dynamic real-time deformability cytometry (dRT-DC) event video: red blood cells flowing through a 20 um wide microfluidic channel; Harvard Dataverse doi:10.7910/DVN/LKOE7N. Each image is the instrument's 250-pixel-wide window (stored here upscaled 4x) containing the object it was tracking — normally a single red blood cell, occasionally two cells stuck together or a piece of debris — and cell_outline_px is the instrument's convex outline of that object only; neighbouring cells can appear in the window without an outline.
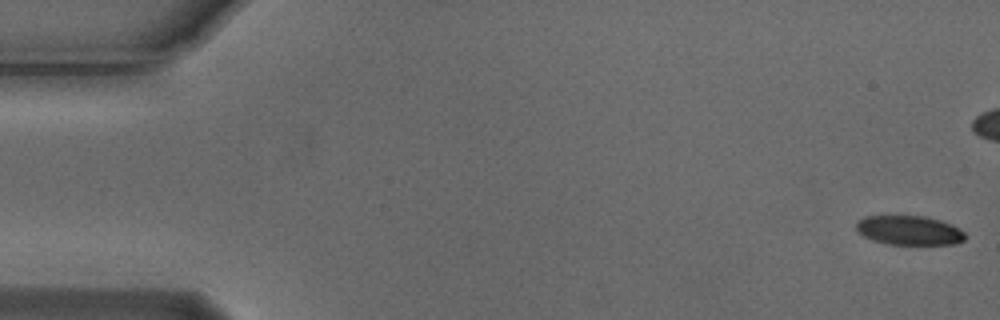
{"species": "Egyptian fruit bat (a non-hibernating species)", "species_latin": "Rousettus aegyptiacus", "temperature_condition": "cold", "stored_images_in_passage": 7, "camera_frame_rate_fps": 3000, "um_per_image_px": 0.085, "animal": {"sex": "male"}, "frame": {"image": 1, "passage_image": 1, "time_ms": 0.0, "image_size_px": [1000, 320], "cell_outline_px": [[964, 240], [956, 244], [888, 244], [872, 240], [864, 236], [856, 228], [856, 224], [864, 216], [924, 216], [940, 220], [964, 232]], "centroid_in_image_um": [77.26, 19.58], "position_along_channel_um": 7.7, "area_um2": 18.26}}